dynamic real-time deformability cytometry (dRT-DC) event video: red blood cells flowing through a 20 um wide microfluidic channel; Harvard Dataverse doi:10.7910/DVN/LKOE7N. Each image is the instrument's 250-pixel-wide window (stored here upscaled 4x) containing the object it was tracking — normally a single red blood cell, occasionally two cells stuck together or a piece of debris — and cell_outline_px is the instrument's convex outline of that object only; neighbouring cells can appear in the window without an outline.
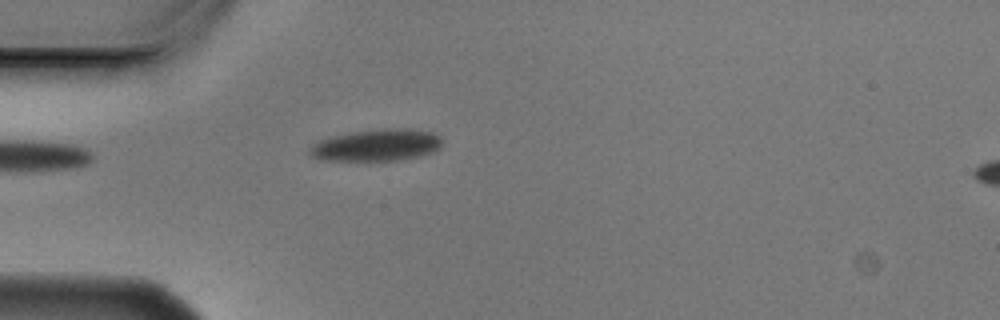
{"species": "Egyptian fruit bat (a non-hibernating species)", "species_latin": "Rousettus aegyptiacus", "temperature_condition": "cold", "stored_images_in_passage": 4, "camera_frame_rate_fps": 3000, "um_per_image_px": 0.085, "animal": {"sex": "male"}, "frame": {"image": 1, "passage_image": 4, "time_ms": 1.0, "image_size_px": [1000, 320], "cell_outline_px": [[440, 148], [432, 152], [400, 160], [320, 160], [312, 156], [308, 152], [308, 148], [312, 144], [328, 136], [352, 132], [384, 128], [408, 128], [432, 132], [440, 136]], "centroid_in_image_um": [31.97, 12.32], "position_along_channel_um": 53.0, "area_um2": 24.62}}